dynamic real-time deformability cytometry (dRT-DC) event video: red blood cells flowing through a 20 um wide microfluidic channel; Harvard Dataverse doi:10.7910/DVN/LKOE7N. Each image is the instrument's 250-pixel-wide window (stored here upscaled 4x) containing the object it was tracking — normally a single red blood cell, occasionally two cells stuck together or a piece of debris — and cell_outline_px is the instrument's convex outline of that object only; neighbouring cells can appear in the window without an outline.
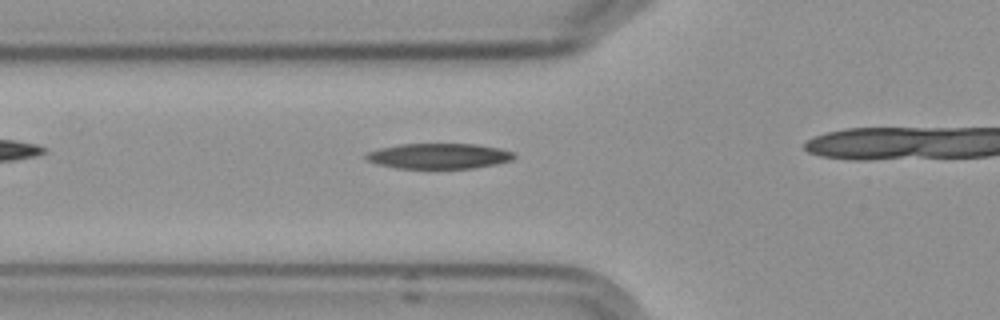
{"species": "Egyptian fruit bat (a non-hibernating species)", "species_latin": "Rousettus aegyptiacus", "temperature_condition": "cold", "stored_images_in_passage": 3, "camera_frame_rate_fps": 3000, "um_per_image_px": 0.085, "frame": {"image": 1, "passage_image": 3, "time_ms": 2.333, "image_size_px": [1000, 320], "cell_outline_px": [[516, 156], [512, 160], [496, 164], [472, 168], [396, 168], [376, 164], [368, 160], [364, 156], [368, 152], [380, 148], [400, 144], [476, 144], [500, 148], [512, 152]], "centroid_in_image_um": [37.31, 13.26], "position_along_channel_um": 88.5, "area_um2": 21.85}}